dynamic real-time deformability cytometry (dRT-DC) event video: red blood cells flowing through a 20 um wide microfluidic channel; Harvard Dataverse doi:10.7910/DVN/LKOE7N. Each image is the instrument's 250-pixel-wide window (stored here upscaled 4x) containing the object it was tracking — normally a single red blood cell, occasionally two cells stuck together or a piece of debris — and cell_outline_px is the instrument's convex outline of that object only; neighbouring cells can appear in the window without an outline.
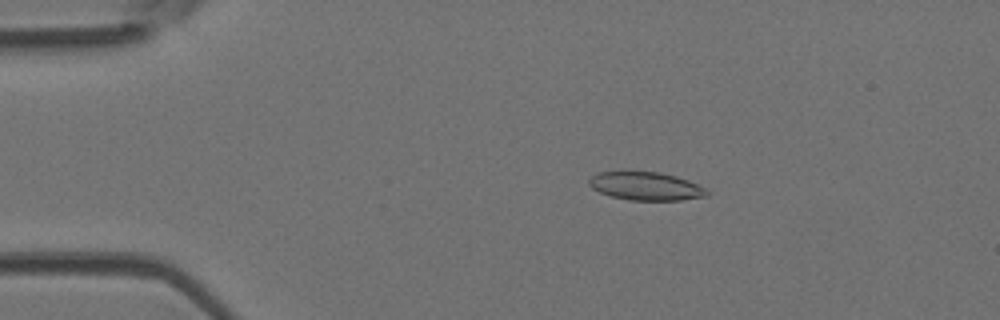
{"species": "Egyptian fruit bat (a non-hibernating species)", "species_latin": "Rousettus aegyptiacus", "temperature_condition": "room temperature", "stored_images_in_passage": 28, "camera_frame_rate_fps": 3000, "um_per_image_px": 0.085, "animal": {"sex": "female"}, "frame": {"image": 1, "passage_image": 10, "time_ms": 3.0, "image_size_px": [1000, 320], "cell_outline_px": [[708, 196], [680, 200], [628, 200], [612, 196], [600, 192], [592, 188], [588, 184], [588, 180], [592, 176], [600, 172], [660, 172], [676, 176], [688, 180], [704, 188], [708, 192]], "centroid_in_image_um": [54.89, 15.83], "position_along_channel_um": 30.1, "area_um2": 19.19}}
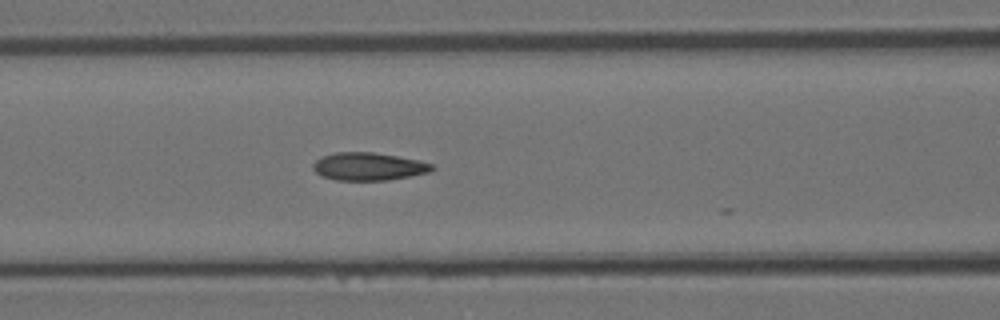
{"frame": {"image": 2, "passage_image": 22, "time_ms": 7.0, "image_size_px": [1000, 320], "cell_outline_px": [[436, 168], [428, 172], [388, 180], [336, 180], [324, 176], [316, 172], [312, 168], [312, 164], [320, 156], [336, 152], [372, 152], [420, 160], [432, 164]], "centroid_in_image_um": [31.31, 14.14], "position_along_channel_um": 135.3, "area_um2": 19.19}}
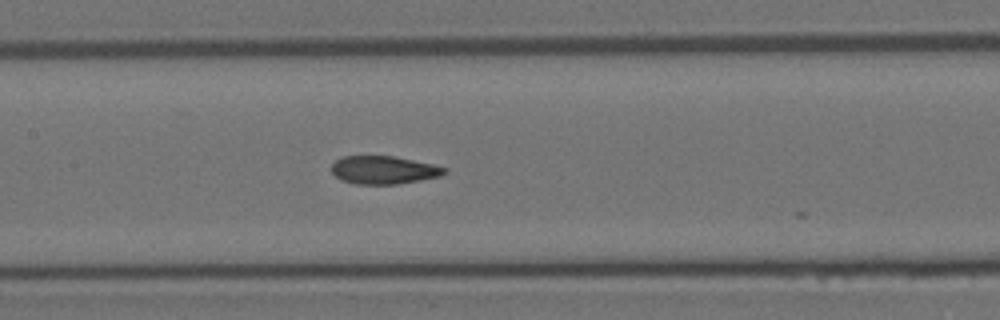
{"frame": {"image": 3, "passage_image": 25, "time_ms": 8.0, "image_size_px": [1000, 320], "cell_outline_px": [[448, 172], [440, 176], [420, 180], [396, 184], [356, 184], [340, 180], [332, 172], [332, 164], [336, 160], [344, 156], [392, 156], [432, 164], [448, 168]], "centroid_in_image_um": [32.62, 14.45], "position_along_channel_um": 174.8, "area_um2": 18.38}}